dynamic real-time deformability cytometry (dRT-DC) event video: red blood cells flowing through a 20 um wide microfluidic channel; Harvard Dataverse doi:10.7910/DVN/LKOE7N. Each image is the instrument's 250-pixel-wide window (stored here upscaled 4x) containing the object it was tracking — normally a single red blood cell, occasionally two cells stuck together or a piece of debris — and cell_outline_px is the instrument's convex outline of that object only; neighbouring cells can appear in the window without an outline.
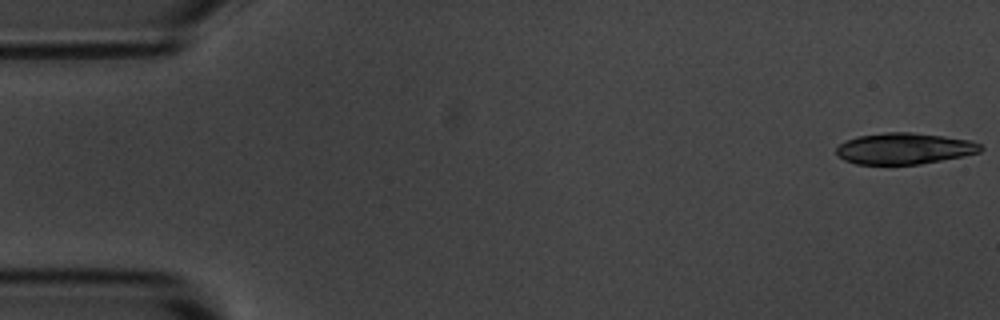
{"species": "common noctule bat (a hibernating species)", "species_latin": "Nyctalus noctula", "temperature_condition": "room temperature", "stored_images_in_passage": 40, "camera_frame_rate_fps": 3000, "um_per_image_px": 0.085, "animal": {"sex": "male", "body_mass_g": 20.1, "forearm_length_mm": 53.5}, "frame": {"image": 1, "passage_image": 1, "time_ms": 0.0, "image_size_px": [1000, 320], "cell_outline_px": [[984, 148], [980, 152], [920, 164], [856, 164], [844, 160], [836, 152], [836, 148], [844, 140], [856, 136], [884, 132], [912, 132], [944, 136], [972, 140], [980, 144]], "centroid_in_image_um": [76.85, 12.61], "position_along_channel_um": 8.2, "area_um2": 26.3}}
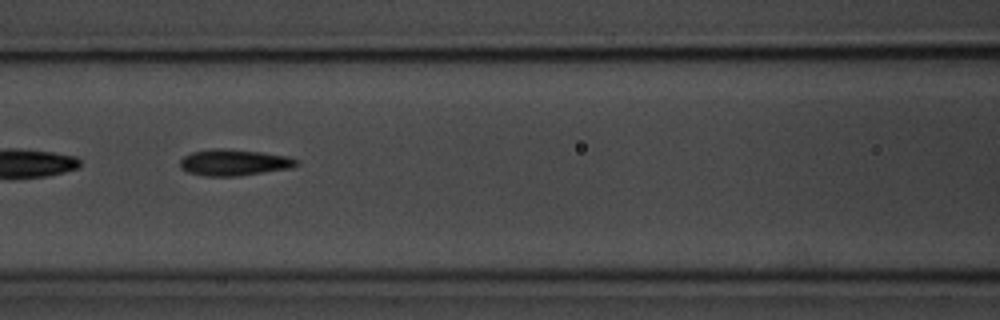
{"frame": {"image": 2, "passage_image": 24, "time_ms": 7.667, "image_size_px": [1000, 320], "cell_outline_px": [[300, 164], [292, 168], [240, 176], [204, 176], [188, 172], [180, 168], [180, 160], [184, 156], [192, 152], [216, 148], [228, 148], [260, 152], [288, 156], [296, 160]], "centroid_in_image_um": [19.9, 13.81], "position_along_channel_um": 146.7, "area_um2": 17.98}}